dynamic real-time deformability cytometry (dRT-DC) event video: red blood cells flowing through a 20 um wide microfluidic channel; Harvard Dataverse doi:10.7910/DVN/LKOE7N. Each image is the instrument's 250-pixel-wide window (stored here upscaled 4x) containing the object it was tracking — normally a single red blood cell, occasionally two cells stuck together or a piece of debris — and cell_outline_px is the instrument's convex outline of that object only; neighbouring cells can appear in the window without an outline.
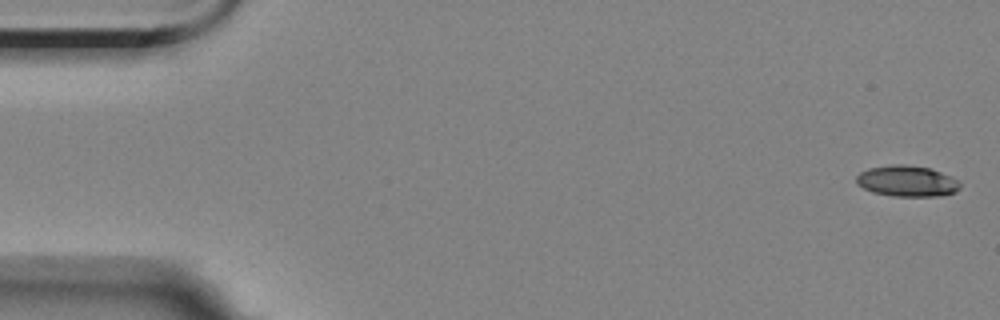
{"species": "Egyptian fruit bat (a non-hibernating species)", "species_latin": "Rousettus aegyptiacus", "temperature_condition": "room temperature", "stored_images_in_passage": 6, "camera_frame_rate_fps": 3000, "um_per_image_px": 0.085, "animal": {"sex": "female"}, "frame": {"image": 1, "passage_image": 1, "time_ms": 0.0, "image_size_px": [1000, 320], "cell_outline_px": [[960, 188], [956, 192], [940, 196], [892, 196], [872, 192], [856, 184], [856, 176], [860, 172], [868, 168], [892, 164], [904, 164], [928, 168], [952, 176], [960, 180]], "centroid_in_image_um": [77.1, 15.39], "position_along_channel_um": 7.9, "area_um2": 18.9}}
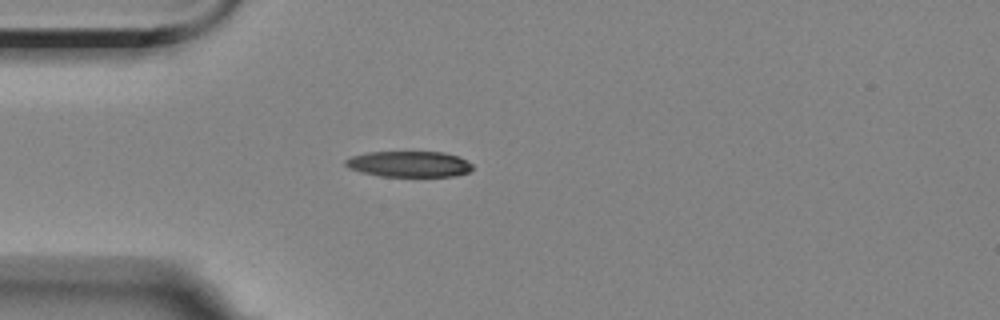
{"frame": {"image": 2, "passage_image": 5, "time_ms": 4.667, "image_size_px": [1000, 320], "cell_outline_px": [[472, 168], [468, 172], [456, 176], [380, 176], [360, 172], [348, 168], [344, 164], [344, 160], [352, 156], [368, 152], [444, 152], [460, 156], [472, 164]], "centroid_in_image_um": [34.76, 13.94], "position_along_channel_um": 50.2, "area_um2": 19.25}}